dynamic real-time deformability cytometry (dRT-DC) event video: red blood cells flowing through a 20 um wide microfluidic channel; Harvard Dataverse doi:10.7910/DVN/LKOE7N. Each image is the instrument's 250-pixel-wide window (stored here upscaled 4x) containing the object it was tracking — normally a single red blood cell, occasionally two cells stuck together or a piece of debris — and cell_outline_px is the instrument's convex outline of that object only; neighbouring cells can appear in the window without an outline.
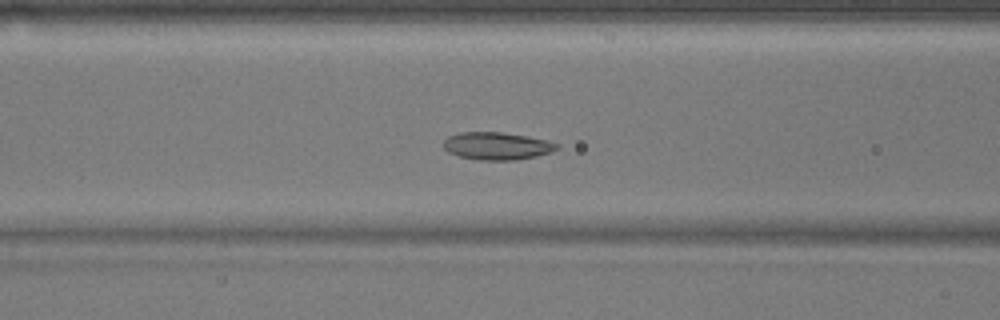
{"species": "common noctule bat (a hibernating species)", "species_latin": "Nyctalus noctula", "temperature_condition": "warm", "stored_images_in_passage": 53, "camera_frame_rate_fps": 3000, "um_per_image_px": 0.085, "animal": {"sex": "male", "body_mass_g": 17.9}, "frame": {"image": 1, "passage_image": 21, "time_ms": 6.667, "image_size_px": [1000, 320], "cell_outline_px": [[560, 148], [552, 152], [536, 156], [516, 160], [480, 160], [460, 156], [448, 152], [444, 148], [444, 140], [448, 136], [460, 132], [500, 132], [548, 140], [560, 144]], "centroid_in_image_um": [42.27, 12.41], "position_along_channel_um": 124.3, "area_um2": 18.21}}
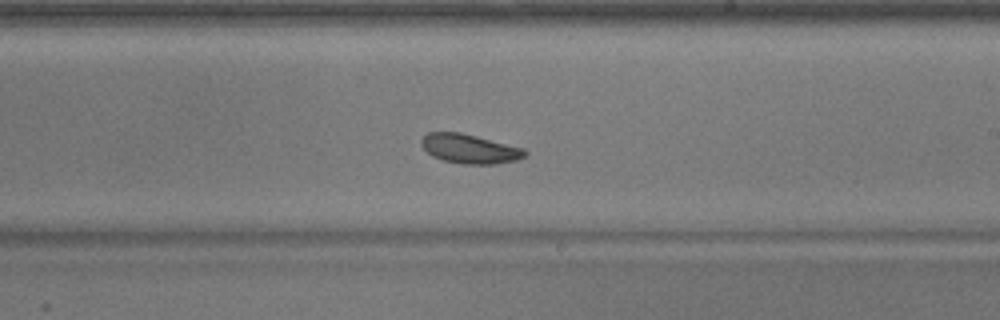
{"frame": {"image": 2, "passage_image": 31, "time_ms": 10.0, "image_size_px": [1000, 320], "cell_outline_px": [[528, 152], [524, 156], [516, 160], [496, 164], [460, 164], [444, 160], [432, 156], [420, 144], [420, 140], [428, 132], [460, 132], [524, 148]], "centroid_in_image_um": [39.91, 12.65], "position_along_channel_um": 249.1, "area_um2": 17.63}}
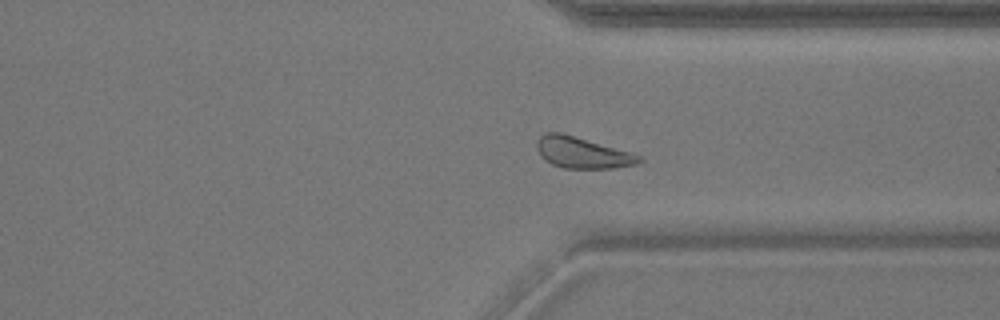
{"frame": {"image": 3, "passage_image": 40, "time_ms": 13.0, "image_size_px": [1000, 320], "cell_outline_px": [[644, 160], [636, 164], [612, 168], [564, 168], [552, 164], [544, 160], [540, 156], [536, 148], [536, 144], [540, 136], [544, 132], [560, 132], [632, 152], [640, 156]], "centroid_in_image_um": [49.47, 12.97], "position_along_channel_um": 361.9, "area_um2": 18.61}, "authors_computed_cell_mechanics": {"area_um2": 19.1318, "velocity_mm_per_s": 3.7542, "shape_relaxation_time_tau1_ms": null, "shape_relaxation_time_tau2_ms": 10.2705, "deformation_change_tau1": null, "deformation_change_tau2": 0.1437}}